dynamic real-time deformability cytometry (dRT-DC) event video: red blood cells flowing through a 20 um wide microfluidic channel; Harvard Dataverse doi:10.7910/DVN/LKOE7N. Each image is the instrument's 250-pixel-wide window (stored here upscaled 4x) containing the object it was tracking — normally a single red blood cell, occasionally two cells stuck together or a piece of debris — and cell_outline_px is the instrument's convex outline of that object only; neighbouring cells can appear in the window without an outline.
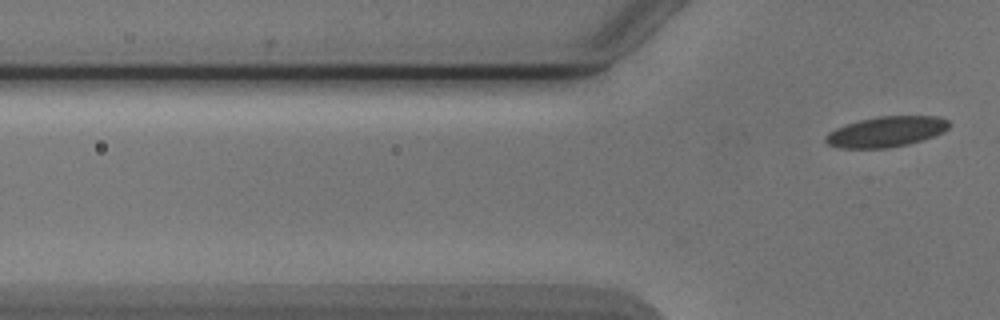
{"species": "Egyptian fruit bat (a non-hibernating species)", "species_latin": "Rousettus aegyptiacus", "temperature_condition": "cold", "stored_images_in_passage": 8, "camera_frame_rate_fps": 3000, "um_per_image_px": 0.085, "animal": {"sex": "male"}, "frame": {"image": 1, "passage_image": 8, "time_ms": 9.0, "image_size_px": [1000, 320], "cell_outline_px": [[948, 128], [944, 132], [908, 144], [888, 148], [840, 148], [828, 144], [824, 140], [824, 136], [828, 132], [836, 128], [860, 120], [880, 116], [936, 116], [948, 120]], "centroid_in_image_um": [75.3, 11.2], "position_along_channel_um": 50.5, "area_um2": 21.73}}